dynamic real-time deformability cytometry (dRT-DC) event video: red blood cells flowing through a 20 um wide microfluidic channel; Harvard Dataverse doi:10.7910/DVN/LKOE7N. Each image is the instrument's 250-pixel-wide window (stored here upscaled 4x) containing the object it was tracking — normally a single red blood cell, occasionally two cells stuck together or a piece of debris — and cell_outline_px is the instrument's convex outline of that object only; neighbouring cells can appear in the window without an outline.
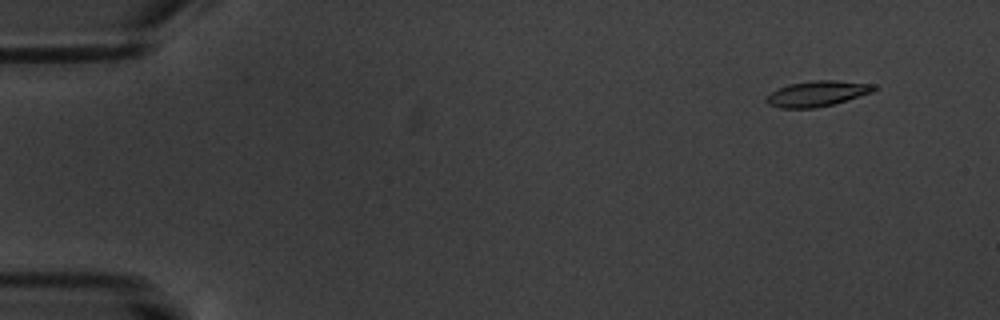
{"species": "common noctule bat (a hibernating species)", "species_latin": "Nyctalus noctula", "temperature_condition": "warm", "stored_images_in_passage": 8, "camera_frame_rate_fps": 3000, "um_per_image_px": 0.085, "animal": {"sex": "male", "body_mass_g": 20.1, "forearm_length_mm": 53.5}, "frame": {"image": 1, "passage_image": 2, "time_ms": 1.333, "image_size_px": [1000, 320], "cell_outline_px": [[880, 88], [872, 92], [832, 104], [816, 108], [780, 108], [768, 104], [764, 100], [764, 96], [788, 84], [812, 80], [836, 80], [876, 84]], "centroid_in_image_um": [69.46, 7.95], "position_along_channel_um": 15.5, "area_um2": 16.13}}
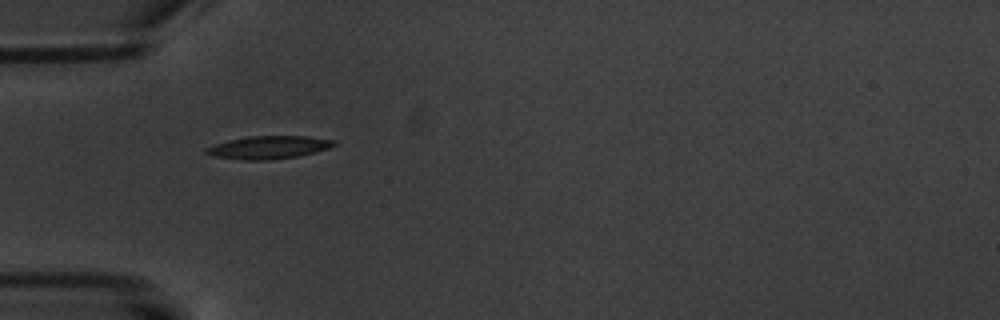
{"frame": {"image": 2, "passage_image": 6, "time_ms": 6.0, "image_size_px": [1000, 320], "cell_outline_px": [[336, 144], [328, 148], [296, 156], [268, 160], [240, 160], [212, 156], [204, 152], [204, 148], [228, 140], [248, 136], [308, 136], [336, 140]], "centroid_in_image_um": [22.78, 12.52], "position_along_channel_um": 62.2, "area_um2": 16.99}}